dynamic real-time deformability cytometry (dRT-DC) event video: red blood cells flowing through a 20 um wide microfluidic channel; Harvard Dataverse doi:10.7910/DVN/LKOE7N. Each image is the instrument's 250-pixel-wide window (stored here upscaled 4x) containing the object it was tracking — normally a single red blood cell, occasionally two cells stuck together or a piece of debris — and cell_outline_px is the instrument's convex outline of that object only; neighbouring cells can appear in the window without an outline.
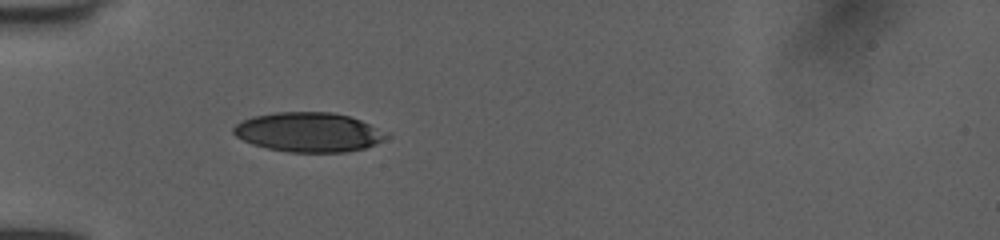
{"species": "human", "species_latin": "Homo sapiens", "temperature_condition": "room temperature", "stored_images_in_passage": 23, "camera_frame_rate_fps": 3000, "um_per_image_px": 0.085, "donor": {"sex": "female"}, "frame": {"image": 1, "passage_image": 1, "time_ms": 0.0, "image_size_px": [1000, 240], "cell_outline_px": [[388, 136], [364, 148], [344, 152], [288, 152], [268, 148], [252, 144], [236, 136], [232, 132], [232, 128], [236, 124], [252, 116], [276, 112], [332, 112], [348, 116], [360, 120], [368, 124]], "centroid_in_image_um": [26.14, 11.23], "position_along_channel_um": 58.9, "area_um2": 34.56}}
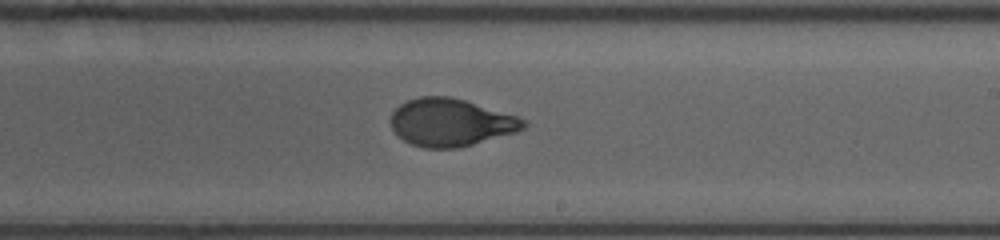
{"frame": {"image": 2, "passage_image": 10, "time_ms": 3.0, "image_size_px": [1000, 240], "cell_outline_px": [[528, 124], [524, 128], [516, 132], [460, 148], [424, 148], [412, 144], [396, 136], [392, 128], [392, 112], [400, 104], [408, 100], [420, 96], [448, 96], [464, 100], [516, 116], [524, 120]], "centroid_in_image_um": [38.29, 10.42], "position_along_channel_um": 250.7, "area_um2": 36.65}}
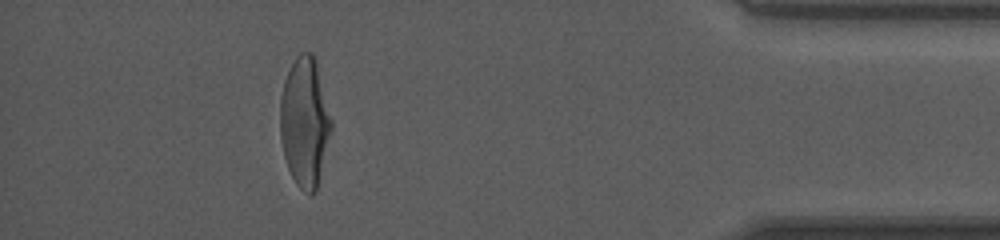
{"frame": {"image": 3, "passage_image": 20, "time_ms": 6.333, "image_size_px": [1000, 240], "cell_outline_px": [[332, 128], [316, 192], [312, 196], [304, 192], [296, 184], [288, 168], [284, 156], [280, 136], [280, 96], [284, 80], [296, 56], [300, 52], [312, 52], [316, 56], [332, 120]], "centroid_in_image_um": [25.91, 10.35], "position_along_channel_um": 409.3, "area_um2": 39.02}}